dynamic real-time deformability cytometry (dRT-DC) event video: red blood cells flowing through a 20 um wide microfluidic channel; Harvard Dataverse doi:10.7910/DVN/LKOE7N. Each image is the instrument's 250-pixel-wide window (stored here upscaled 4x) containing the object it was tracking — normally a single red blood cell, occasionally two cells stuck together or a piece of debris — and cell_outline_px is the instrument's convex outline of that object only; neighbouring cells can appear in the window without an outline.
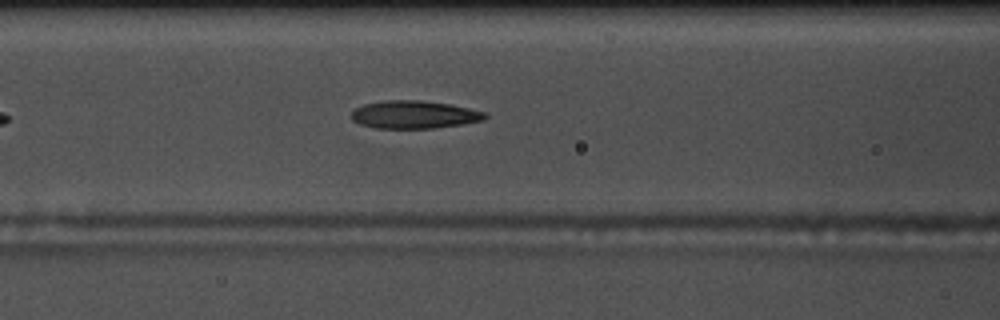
{"species": "common noctule bat (a hibernating species)", "species_latin": "Nyctalus noctula", "temperature_condition": "warm", "stored_images_in_passage": 36, "camera_frame_rate_fps": 3000, "um_per_image_px": 0.085, "animal": {"sex": "male", "body_mass_g": 17.5, "forearm_length_mm": 52.3}, "frame": {"image": 1, "passage_image": 11, "time_ms": 3.333, "image_size_px": [1000, 320], "cell_outline_px": [[488, 116], [484, 120], [464, 124], [436, 128], [376, 128], [360, 124], [352, 120], [352, 112], [356, 108], [364, 104], [384, 100], [420, 100], [448, 104], [468, 108], [484, 112]], "centroid_in_image_um": [35.21, 9.74], "position_along_channel_um": 131.4, "area_um2": 21.62}}
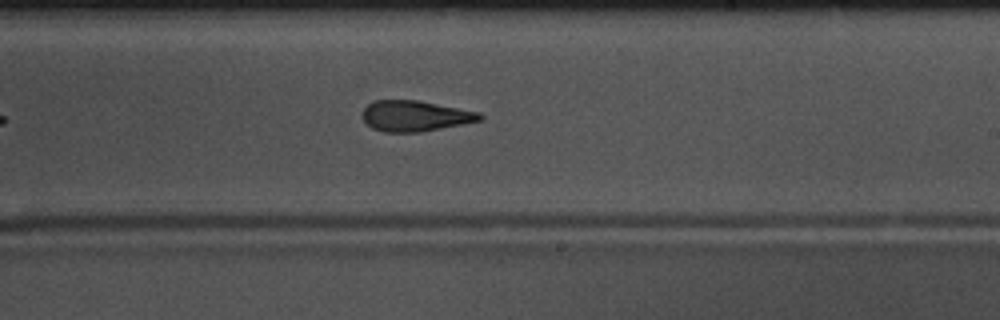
{"frame": {"image": 2, "passage_image": 21, "time_ms": 6.667, "image_size_px": [1000, 320], "cell_outline_px": [[484, 116], [480, 120], [464, 124], [420, 132], [384, 132], [372, 128], [360, 116], [364, 108], [372, 100], [416, 100], [480, 112]], "centroid_in_image_um": [35.25, 9.85], "position_along_channel_um": 253.7, "area_um2": 21.04}}